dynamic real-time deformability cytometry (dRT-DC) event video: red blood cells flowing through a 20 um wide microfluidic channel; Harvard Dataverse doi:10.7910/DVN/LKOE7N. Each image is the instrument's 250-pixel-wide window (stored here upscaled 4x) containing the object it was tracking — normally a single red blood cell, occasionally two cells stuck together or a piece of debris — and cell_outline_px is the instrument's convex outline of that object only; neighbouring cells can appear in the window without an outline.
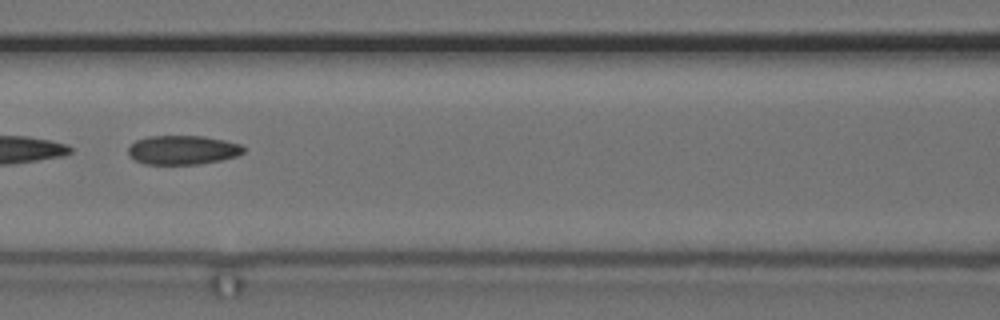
{"species": "common noctule bat (a hibernating species)", "species_latin": "Nyctalus noctula", "temperature_condition": "cold", "stored_images_in_passage": 54, "segment_of_instrument_passage": [2, 2], "camera_frame_rate_fps": 3000, "um_per_image_px": 0.085, "animal": {"sex": "female", "body_mass_g": 24.6, "forearm_length_mm": 56.2}, "frame": {"image": 1, "passage_image": 25, "time_ms": 8.0, "image_size_px": [1000, 320], "cell_outline_px": [[248, 148], [244, 152], [236, 156], [220, 160], [200, 164], [144, 164], [128, 156], [128, 148], [136, 140], [148, 136], [204, 136], [224, 140], [240, 144]], "centroid_in_image_um": [15.54, 12.74], "position_along_channel_um": 151.1, "area_um2": 19.65}}
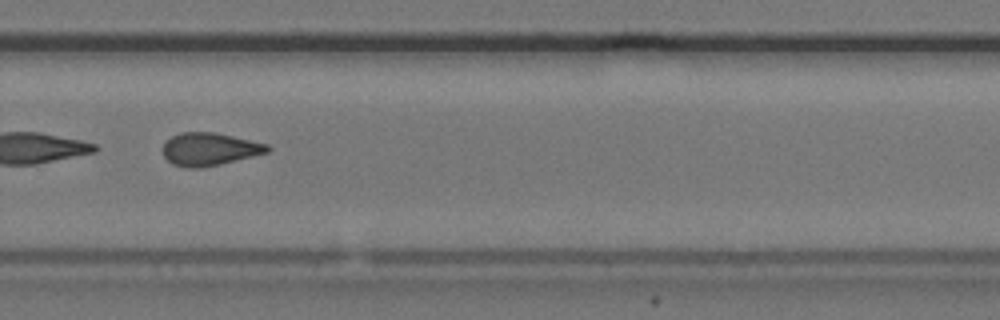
{"frame": {"image": 2, "passage_image": 38, "time_ms": 12.333, "image_size_px": [1000, 320], "cell_outline_px": [[272, 148], [268, 152], [220, 164], [200, 168], [188, 168], [172, 164], [164, 156], [164, 144], [172, 136], [180, 132], [216, 132], [268, 144]], "centroid_in_image_um": [17.82, 12.67], "position_along_channel_um": 312.0, "area_um2": 19.88}}